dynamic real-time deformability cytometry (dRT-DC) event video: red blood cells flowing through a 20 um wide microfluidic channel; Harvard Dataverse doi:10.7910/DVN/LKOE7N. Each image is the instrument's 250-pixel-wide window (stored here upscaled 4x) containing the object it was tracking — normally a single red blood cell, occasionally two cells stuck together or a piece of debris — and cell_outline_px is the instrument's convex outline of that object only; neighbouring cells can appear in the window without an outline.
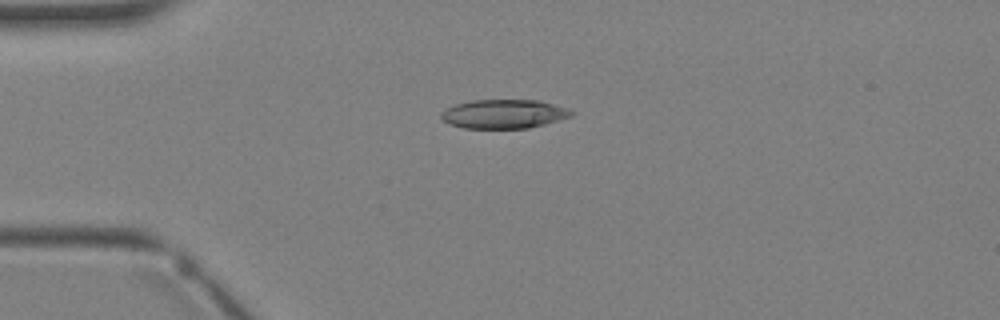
{"species": "Egyptian fruit bat (a non-hibernating species)", "species_latin": "Rousettus aegyptiacus", "temperature_condition": "warm", "stored_images_in_passage": 4, "camera_frame_rate_fps": 3000, "um_per_image_px": 0.085, "animal": {"sex": "female"}, "frame": {"image": 1, "passage_image": 4, "time_ms": 4.333, "image_size_px": [1000, 320], "cell_outline_px": [[576, 112], [572, 116], [544, 124], [528, 128], [464, 128], [448, 124], [440, 116], [440, 112], [456, 104], [472, 100], [540, 100], [568, 108]], "centroid_in_image_um": [42.85, 9.68], "position_along_channel_um": 42.2, "area_um2": 22.02}}